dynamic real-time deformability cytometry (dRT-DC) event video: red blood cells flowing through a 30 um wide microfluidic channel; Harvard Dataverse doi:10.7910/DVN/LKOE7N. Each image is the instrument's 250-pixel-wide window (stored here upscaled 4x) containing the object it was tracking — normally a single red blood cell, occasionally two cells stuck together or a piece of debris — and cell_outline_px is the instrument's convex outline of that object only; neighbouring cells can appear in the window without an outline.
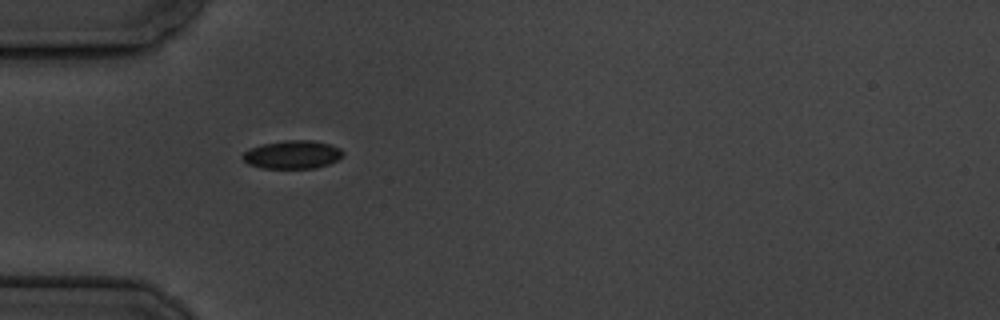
{"species": "common noctule bat (a hibernating species)", "species_latin": "Nyctalus noctula", "temperature_condition": "cold", "stored_images_in_passage": 2, "camera_frame_rate_fps": 3000, "um_per_image_px": 0.085, "animal": {"sex": "male", "body_mass_g": 19.5, "forearm_length_mm": 54.6}, "frame": {"image": 1, "passage_image": 1, "time_ms": 0.0, "image_size_px": [1000, 320], "cell_outline_px": [[344, 156], [328, 164], [316, 168], [264, 168], [248, 164], [240, 156], [244, 152], [252, 148], [264, 144], [284, 140], [312, 140], [328, 144], [340, 148], [344, 152]], "centroid_in_image_um": [24.87, 13.14], "position_along_channel_um": 60.1, "area_um2": 16.42}}